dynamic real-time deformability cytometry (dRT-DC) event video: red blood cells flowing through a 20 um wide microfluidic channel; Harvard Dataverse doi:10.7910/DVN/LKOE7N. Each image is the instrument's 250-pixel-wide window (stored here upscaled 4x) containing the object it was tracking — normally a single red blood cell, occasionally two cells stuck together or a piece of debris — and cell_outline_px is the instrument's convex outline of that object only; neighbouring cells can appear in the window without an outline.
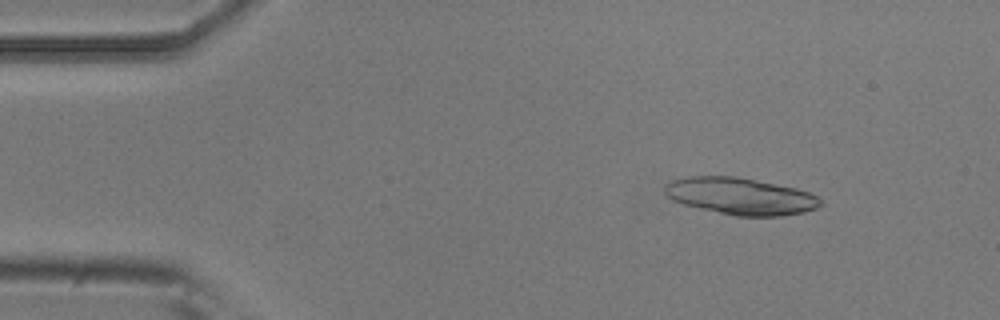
{"species": "common noctule bat (a hibernating species)", "species_latin": "Nyctalus noctula", "temperature_condition": "room temperature", "stored_images_in_passage": 3, "camera_frame_rate_fps": 3000, "um_per_image_px": 0.085, "animal": {"sex": "male", "body_mass_g": 20.5, "forearm_length_mm": 52.5}, "frame": {"image": 1, "passage_image": 1, "time_ms": 0.0, "image_size_px": [1000, 320], "cell_outline_px": [[824, 204], [816, 208], [804, 212], [780, 216], [736, 216], [684, 204], [672, 200], [664, 192], [664, 188], [672, 180], [684, 176], [736, 176], [796, 188], [808, 192], [816, 196]], "centroid_in_image_um": [62.95, 16.67], "position_along_channel_um": 22.1, "area_um2": 33.29}}